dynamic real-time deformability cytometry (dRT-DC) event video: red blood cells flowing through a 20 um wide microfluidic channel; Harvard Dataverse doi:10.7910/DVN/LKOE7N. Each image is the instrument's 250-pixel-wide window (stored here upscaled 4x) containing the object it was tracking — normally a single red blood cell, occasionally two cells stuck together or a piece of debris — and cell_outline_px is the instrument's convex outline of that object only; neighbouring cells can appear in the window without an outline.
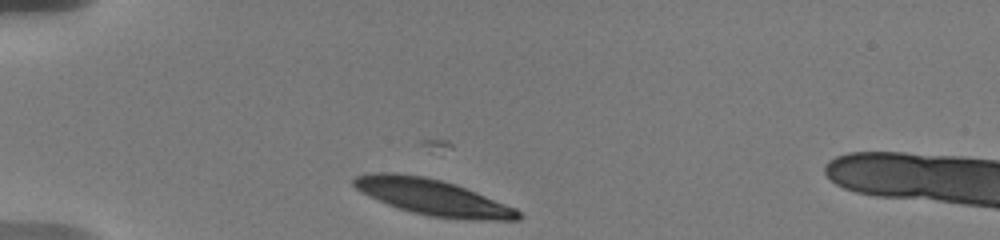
{"species": "human", "species_latin": "Homo sapiens", "temperature_condition": "warm", "stored_images_in_passage": 35, "camera_frame_rate_fps": 3000, "um_per_image_px": 0.085, "donor": {"sex": "male"}, "frame": {"image": 1, "passage_image": 1, "time_ms": 0.0, "image_size_px": [1000, 240], "cell_outline_px": [[524, 216], [520, 220], [468, 220], [428, 216], [412, 212], [388, 204], [368, 196], [356, 188], [352, 184], [352, 180], [356, 176], [364, 172], [396, 172], [424, 176], [456, 184], [516, 208]], "centroid_in_image_um": [36.78, 16.75], "position_along_channel_um": 48.2, "area_um2": 34.68}}
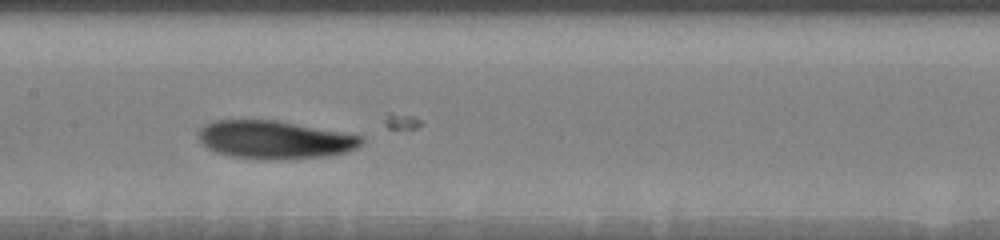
{"frame": {"image": 2, "passage_image": 19, "time_ms": 4.667, "image_size_px": [1000, 240], "cell_outline_px": [[364, 140], [356, 148], [348, 152], [328, 156], [228, 156], [216, 152], [208, 148], [196, 136], [196, 132], [204, 124], [212, 120], [276, 120], [364, 136]], "centroid_in_image_um": [23.31, 11.81], "position_along_channel_um": 184.1, "area_um2": 34.97}}
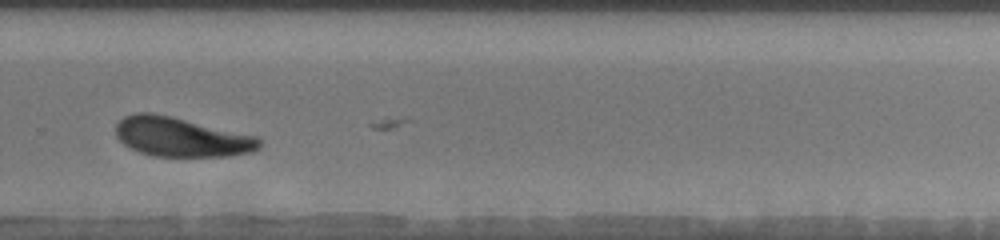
{"frame": {"image": 3, "passage_image": 30, "time_ms": 8.333, "image_size_px": [1000, 240], "cell_outline_px": [[264, 144], [260, 148], [252, 152], [232, 156], [152, 156], [140, 152], [124, 144], [116, 136], [116, 124], [124, 116], [132, 112], [152, 112], [172, 116], [260, 136]], "centroid_in_image_um": [15.47, 11.63], "position_along_channel_um": 314.3, "area_um2": 33.52}}